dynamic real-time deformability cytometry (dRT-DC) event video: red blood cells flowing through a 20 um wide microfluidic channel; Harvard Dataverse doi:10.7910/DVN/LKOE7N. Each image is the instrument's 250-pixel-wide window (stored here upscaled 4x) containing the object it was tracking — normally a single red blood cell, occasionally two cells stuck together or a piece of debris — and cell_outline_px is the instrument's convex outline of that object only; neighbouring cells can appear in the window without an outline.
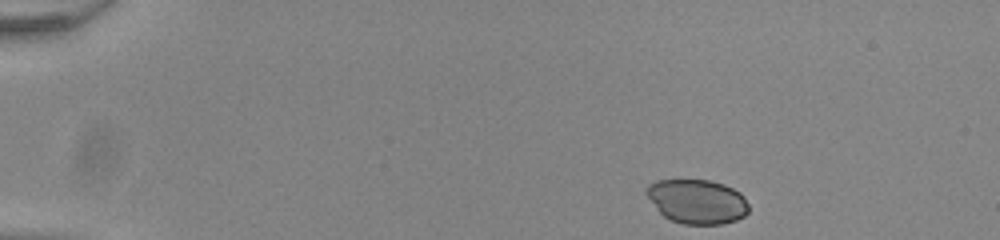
{"species": "common noctule bat (a hibernating species)", "species_latin": "Nyctalus noctula", "temperature_condition": "room temperature", "stored_images_in_passage": 46, "camera_frame_rate_fps": 3000, "um_per_image_px": 0.085, "animal": {"sex": "male", "body_mass_g": 20.0, "forearm_length_mm": 53.3}, "frame": {"image": 1, "passage_image": 1, "time_ms": 0.0, "image_size_px": [1000, 240], "cell_outline_px": [[748, 212], [744, 216], [736, 220], [720, 224], [684, 224], [672, 220], [664, 216], [656, 208], [644, 192], [644, 188], [648, 184], [656, 180], [708, 180], [724, 184], [740, 192], [744, 196], [748, 204]], "centroid_in_image_um": [59.24, 17.11], "position_along_channel_um": 25.8, "area_um2": 26.47}}
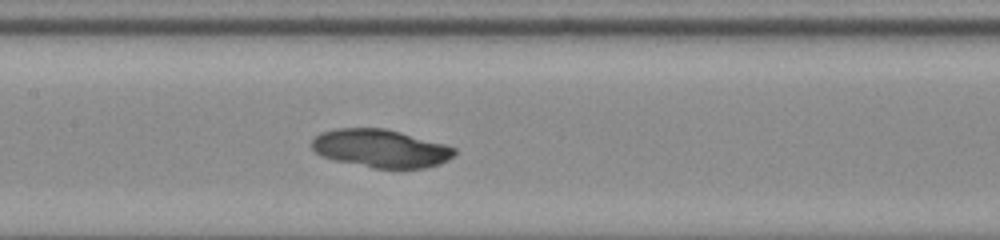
{"frame": {"image": 2, "passage_image": 20, "time_ms": 6.333, "image_size_px": [1000, 240], "cell_outline_px": [[456, 152], [448, 160], [440, 164], [424, 168], [372, 168], [336, 160], [320, 156], [312, 148], [312, 140], [320, 132], [336, 128], [384, 128], [400, 132], [444, 144], [456, 148]], "centroid_in_image_um": [32.35, 12.61], "position_along_channel_um": 175.1, "area_um2": 31.56}}
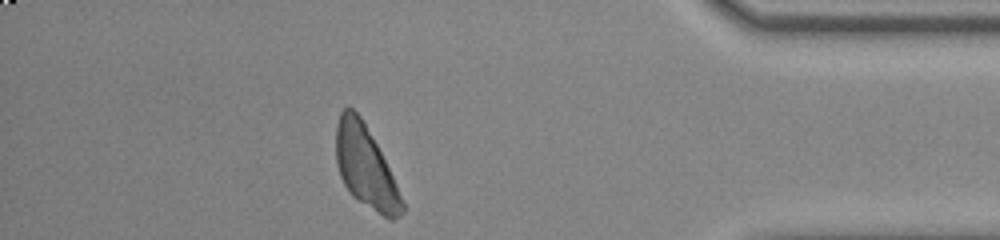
{"frame": {"image": 3, "passage_image": 40, "time_ms": 13.0, "image_size_px": [1000, 240], "cell_outline_px": [[404, 212], [400, 216], [392, 220], [388, 220], [352, 196], [344, 184], [340, 176], [336, 164], [336, 124], [340, 112], [348, 104], [360, 116], [376, 144], [396, 184], [404, 204]], "centroid_in_image_um": [31.04, 14.19], "position_along_channel_um": 404.2, "area_um2": 31.21}}